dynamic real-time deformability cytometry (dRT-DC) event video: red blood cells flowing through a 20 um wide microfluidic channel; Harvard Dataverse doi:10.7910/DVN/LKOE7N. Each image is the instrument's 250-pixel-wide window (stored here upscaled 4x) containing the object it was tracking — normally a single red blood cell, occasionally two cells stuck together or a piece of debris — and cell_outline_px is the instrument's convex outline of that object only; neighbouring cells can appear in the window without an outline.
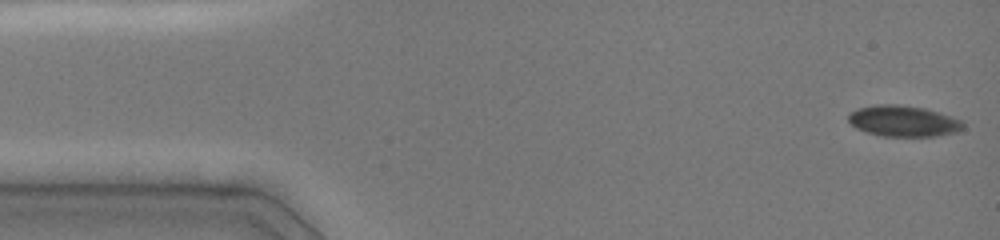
{"species": "common noctule bat (a hibernating species)", "species_latin": "Nyctalus noctula", "temperature_condition": "cold", "stored_images_in_passage": 7, "camera_frame_rate_fps": 3000, "um_per_image_px": 0.085, "animal": {"sex": "female", "body_mass_g": 19.0, "forearm_length_mm": 51.5}, "frame": {"image": 1, "passage_image": 1, "time_ms": 0.0, "image_size_px": [1000, 240], "cell_outline_px": [[964, 128], [956, 132], [936, 136], [884, 136], [868, 132], [856, 128], [848, 120], [848, 112], [860, 108], [876, 104], [896, 104], [924, 108], [952, 116], [964, 120]], "centroid_in_image_um": [76.81, 10.28], "position_along_channel_um": 8.2, "area_um2": 20.75}}
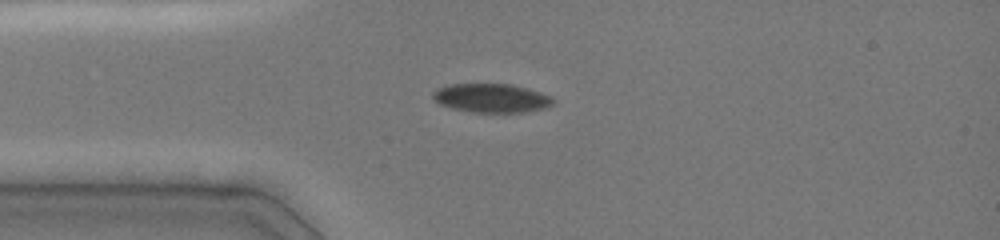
{"frame": {"image": 2, "passage_image": 6, "time_ms": 3.333, "image_size_px": [1000, 240], "cell_outline_px": [[556, 104], [544, 108], [524, 112], [468, 112], [452, 108], [440, 104], [432, 96], [432, 92], [448, 84], [512, 84], [528, 88], [552, 96], [556, 100]], "centroid_in_image_um": [41.83, 8.33], "position_along_channel_um": 43.2, "area_um2": 20.35}}